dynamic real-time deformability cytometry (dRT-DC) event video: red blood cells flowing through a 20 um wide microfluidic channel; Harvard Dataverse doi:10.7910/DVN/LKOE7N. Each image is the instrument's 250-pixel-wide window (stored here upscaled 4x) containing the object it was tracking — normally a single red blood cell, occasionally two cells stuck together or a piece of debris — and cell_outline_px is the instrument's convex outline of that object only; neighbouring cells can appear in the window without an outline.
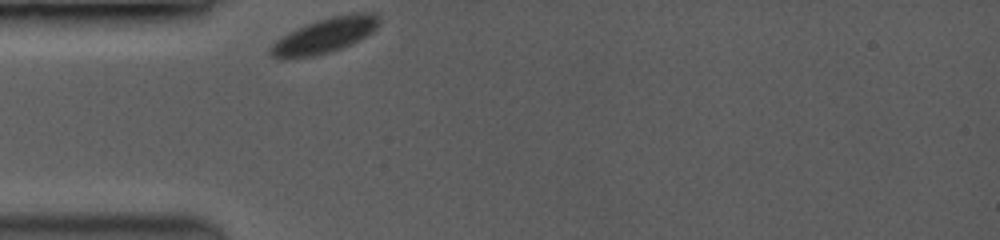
{"species": "common noctule bat (a hibernating species)", "species_latin": "Nyctalus noctula", "temperature_condition": "room temperature", "stored_images_in_passage": 16, "camera_frame_rate_fps": 3500, "um_per_image_px": 0.085, "animal": {"sex": "female", "body_mass_g": 19.0, "forearm_length_mm": 53.3}, "frame": {"image": 1, "passage_image": 1, "time_ms": 0.0, "image_size_px": [1000, 240], "cell_outline_px": [[380, 20], [376, 28], [368, 36], [340, 48], [316, 56], [284, 60], [276, 60], [268, 52], [268, 48], [280, 36], [296, 28], [316, 20], [332, 16], [352, 12], [376, 12]], "centroid_in_image_um": [27.55, 3.03], "position_along_channel_um": 57.5, "area_um2": 22.72}}
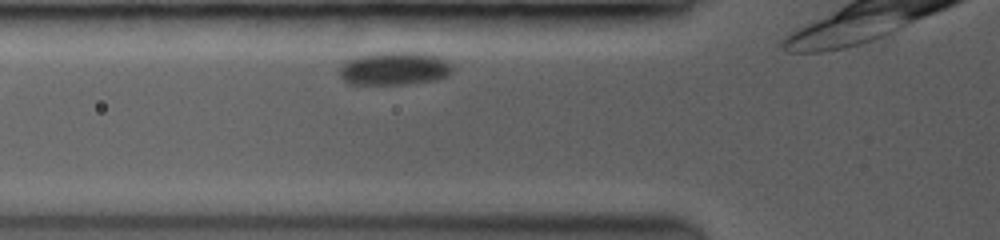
{"frame": {"image": 2, "passage_image": 5, "time_ms": 1.143, "image_size_px": [1000, 240], "cell_outline_px": [[452, 72], [448, 76], [436, 80], [404, 84], [348, 84], [340, 76], [340, 68], [348, 60], [360, 56], [388, 52], [408, 52], [436, 56], [448, 60], [452, 64]], "centroid_in_image_um": [33.56, 5.84], "position_along_channel_um": 92.2, "area_um2": 21.56}}
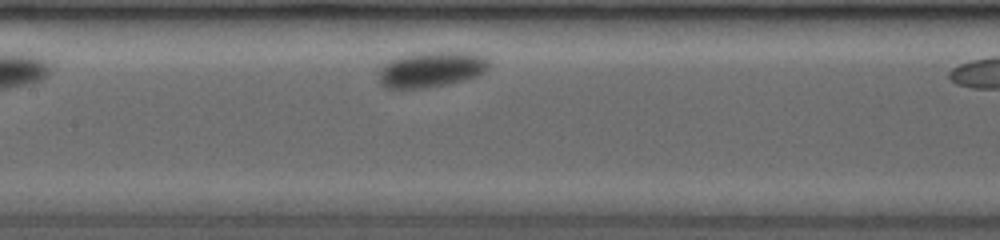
{"frame": {"image": 3, "passage_image": 14, "time_ms": 3.429, "image_size_px": [1000, 240], "cell_outline_px": [[492, 68], [480, 76], [464, 80], [424, 88], [384, 88], [380, 84], [380, 68], [384, 64], [400, 56], [412, 52], [472, 52], [492, 56]], "centroid_in_image_um": [36.8, 5.87], "position_along_channel_um": 170.6, "area_um2": 23.58}}